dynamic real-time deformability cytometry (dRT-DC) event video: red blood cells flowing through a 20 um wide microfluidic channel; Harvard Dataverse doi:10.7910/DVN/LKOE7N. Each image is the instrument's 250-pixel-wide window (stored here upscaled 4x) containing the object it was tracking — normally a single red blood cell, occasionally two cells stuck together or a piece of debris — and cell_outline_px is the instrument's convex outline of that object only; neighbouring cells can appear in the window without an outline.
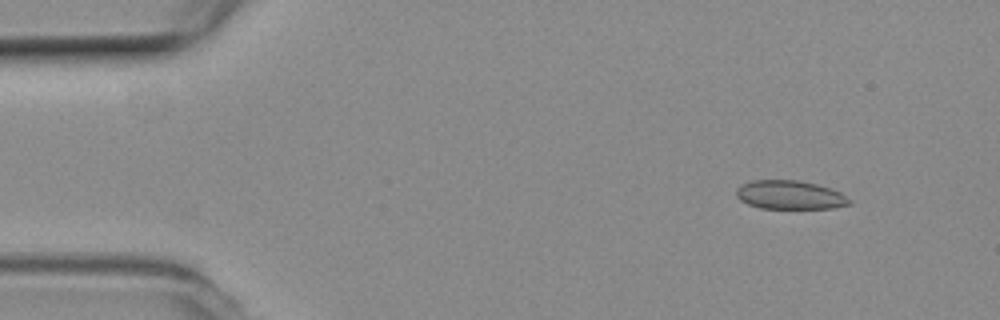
{"species": "common noctule bat (a hibernating species)", "species_latin": "Nyctalus noctula", "temperature_condition": "room temperature", "stored_images_in_passage": 24, "camera_frame_rate_fps": 3000, "um_per_image_px": 0.085, "animal": {"sex": "female", "body_mass_g": 19.3, "forearm_length_mm": 54.1}, "frame": {"image": 1, "passage_image": 6, "time_ms": 1.667, "image_size_px": [1000, 320], "cell_outline_px": [[852, 204], [832, 208], [760, 208], [748, 204], [740, 200], [736, 196], [736, 188], [740, 184], [752, 180], [800, 180], [832, 188], [840, 192], [852, 200]], "centroid_in_image_um": [67.14, 16.56], "position_along_channel_um": 17.9, "area_um2": 19.13}}
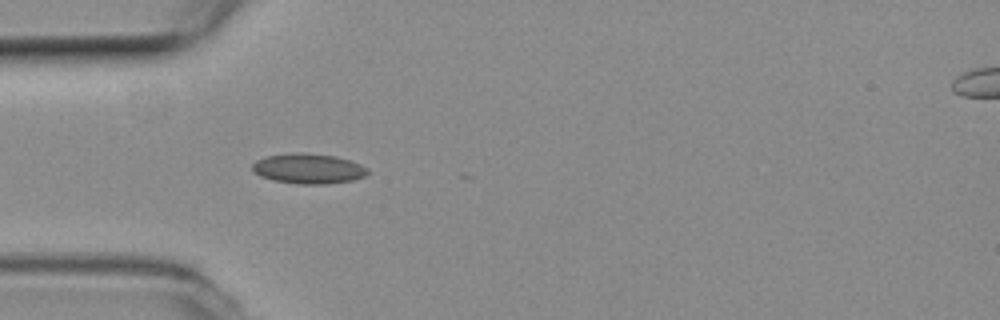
{"frame": {"image": 2, "passage_image": 16, "time_ms": 5.0, "image_size_px": [1000, 320], "cell_outline_px": [[368, 172], [364, 176], [352, 180], [324, 184], [296, 184], [272, 180], [260, 176], [252, 172], [252, 164], [256, 160], [268, 156], [292, 152], [304, 152], [336, 156], [360, 164], [368, 168]], "centroid_in_image_um": [26.17, 14.33], "position_along_channel_um": 58.8, "area_um2": 20.35}}
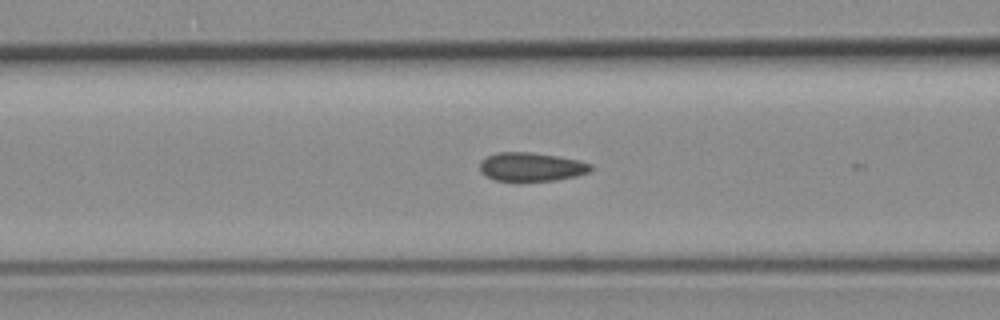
{"frame": {"image": 3, "passage_image": 21, "time_ms": 6.667, "image_size_px": [1000, 320], "cell_outline_px": [[596, 168], [592, 172], [576, 176], [556, 180], [496, 180], [480, 172], [480, 160], [496, 152], [532, 152], [580, 160], [592, 164]], "centroid_in_image_um": [45.23, 14.17], "position_along_channel_um": 121.4, "area_um2": 18.61}}